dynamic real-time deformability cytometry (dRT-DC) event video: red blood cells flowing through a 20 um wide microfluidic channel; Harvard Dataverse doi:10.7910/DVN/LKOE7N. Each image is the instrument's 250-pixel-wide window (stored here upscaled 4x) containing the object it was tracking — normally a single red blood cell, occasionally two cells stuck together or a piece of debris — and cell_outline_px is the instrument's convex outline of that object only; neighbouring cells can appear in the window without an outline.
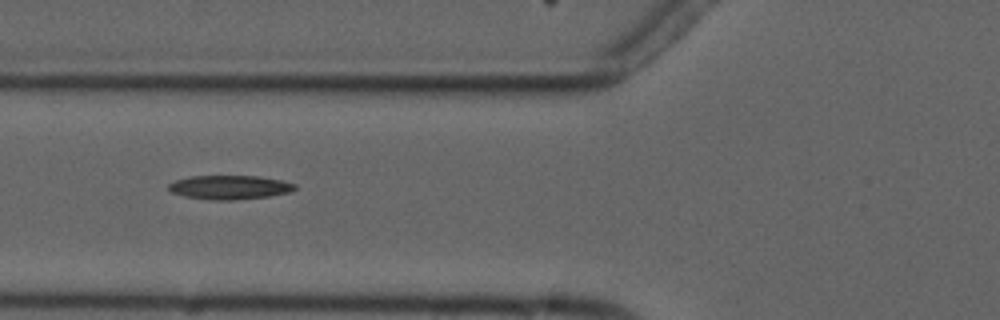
{"species": "common noctule bat (a hibernating species)", "species_latin": "Nyctalus noctula", "temperature_condition": "cold", "stored_images_in_passage": 8, "camera_frame_rate_fps": 3000, "um_per_image_px": 0.085, "animal": {"sex": "male", "forearm_length_mm": 52.5}, "frame": {"image": 1, "passage_image": 6, "time_ms": 6.333, "image_size_px": [1000, 320], "cell_outline_px": [[296, 188], [292, 192], [268, 196], [236, 200], [216, 200], [184, 196], [172, 192], [168, 188], [168, 184], [176, 180], [192, 176], [256, 176], [280, 180], [296, 184]], "centroid_in_image_um": [19.54, 15.92], "position_along_channel_um": 106.3, "area_um2": 17.51}}
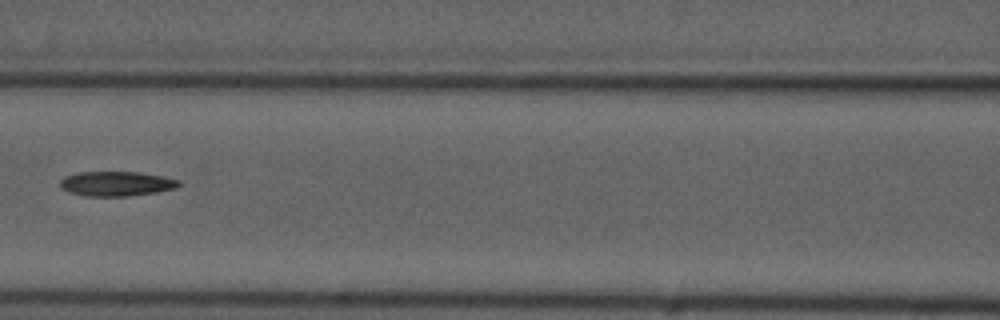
{"frame": {"image": 2, "passage_image": 7, "time_ms": 7.667, "image_size_px": [1000, 320], "cell_outline_px": [[180, 184], [176, 188], [156, 192], [128, 196], [84, 196], [68, 192], [60, 188], [60, 180], [64, 176], [80, 172], [136, 172], [164, 176], [180, 180]], "centroid_in_image_um": [9.87, 15.61], "position_along_channel_um": 156.7, "area_um2": 17.17}}
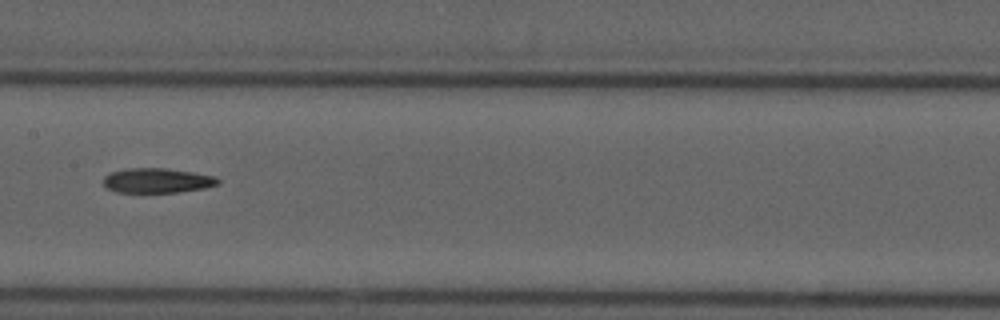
{"frame": {"image": 3, "passage_image": 8, "time_ms": 8.667, "image_size_px": [1000, 320], "cell_outline_px": [[220, 184], [204, 188], [176, 192], [116, 192], [108, 188], [104, 184], [104, 176], [112, 172], [128, 168], [164, 168], [192, 172], [216, 176], [220, 180]], "centroid_in_image_um": [13.39, 15.34], "position_along_channel_um": 194.0, "area_um2": 16.42}}